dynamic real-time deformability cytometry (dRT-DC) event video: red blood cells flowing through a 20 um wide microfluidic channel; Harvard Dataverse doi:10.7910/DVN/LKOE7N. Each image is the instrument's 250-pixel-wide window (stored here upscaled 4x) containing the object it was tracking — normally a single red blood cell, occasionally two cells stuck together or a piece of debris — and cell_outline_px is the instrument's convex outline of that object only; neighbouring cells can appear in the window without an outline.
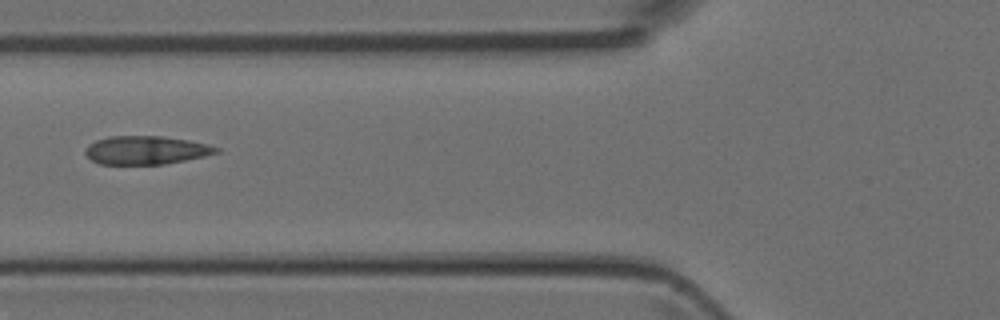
{"species": "Egyptian fruit bat (a non-hibernating species)", "species_latin": "Rousettus aegyptiacus", "temperature_condition": "room temperature", "stored_images_in_passage": 3, "camera_frame_rate_fps": 3000, "um_per_image_px": 0.085, "animal": {"sex": "female"}, "frame": {"image": 1, "passage_image": 2, "time_ms": 0.333, "image_size_px": [1000, 320], "cell_outline_px": [[220, 152], [204, 156], [164, 164], [100, 164], [92, 160], [84, 152], [84, 148], [88, 144], [96, 140], [108, 136], [160, 136], [188, 140], [208, 144], [220, 148]], "centroid_in_image_um": [12.39, 12.76], "position_along_channel_um": 113.4, "area_um2": 21.68}}
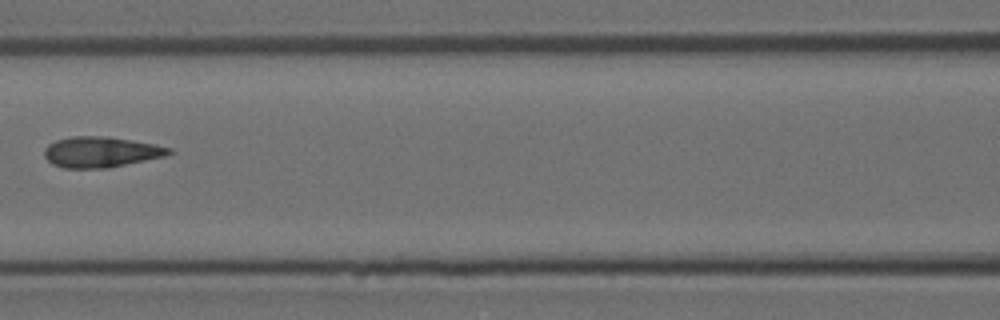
{"frame": {"image": 2, "passage_image": 3, "time_ms": 0.667, "image_size_px": [1000, 320], "cell_outline_px": [[176, 152], [164, 156], [108, 168], [64, 168], [52, 164], [44, 156], [44, 148], [48, 144], [56, 140], [72, 136], [104, 136], [156, 144], [172, 148]], "centroid_in_image_um": [8.58, 12.92], "position_along_channel_um": 158.0, "area_um2": 22.31}}